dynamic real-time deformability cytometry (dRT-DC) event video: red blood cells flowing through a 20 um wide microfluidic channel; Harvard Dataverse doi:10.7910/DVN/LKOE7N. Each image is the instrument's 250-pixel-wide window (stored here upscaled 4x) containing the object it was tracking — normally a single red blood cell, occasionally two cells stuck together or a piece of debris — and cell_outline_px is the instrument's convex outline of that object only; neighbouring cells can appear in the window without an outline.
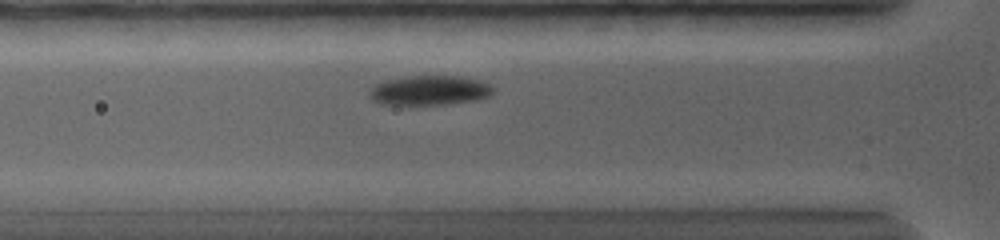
{"species": "common noctule bat (a hibernating species)", "species_latin": "Nyctalus noctula", "temperature_condition": "warm", "stored_images_in_passage": 4, "camera_frame_rate_fps": 5000, "um_per_image_px": 0.085, "animal": {"sex": "female", "body_mass_g": 19.0, "forearm_length_mm": 56.7}, "frame": {"image": 1, "passage_image": 4, "time_ms": 2.6, "image_size_px": [1000, 240], "cell_outline_px": [[496, 88], [492, 96], [476, 100], [448, 104], [380, 104], [372, 100], [368, 92], [376, 84], [388, 80], [412, 76], [460, 76], [480, 80]], "centroid_in_image_um": [36.58, 7.69], "position_along_channel_um": 89.2, "area_um2": 21.33}}